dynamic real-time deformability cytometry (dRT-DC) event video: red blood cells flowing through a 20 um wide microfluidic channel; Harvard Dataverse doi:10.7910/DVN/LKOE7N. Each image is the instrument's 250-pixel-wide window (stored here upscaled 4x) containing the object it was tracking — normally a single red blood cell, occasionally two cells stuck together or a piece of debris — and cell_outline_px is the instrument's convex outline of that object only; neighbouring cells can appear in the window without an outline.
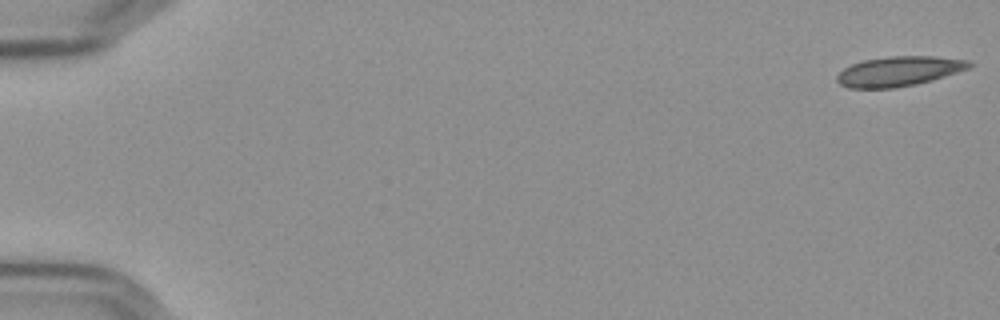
{"species": "Egyptian fruit bat (a non-hibernating species)", "species_latin": "Rousettus aegyptiacus", "temperature_condition": "cold", "stored_images_in_passage": 18, "camera_frame_rate_fps": 3000, "um_per_image_px": 0.085, "frame": {"image": 1, "passage_image": 1, "time_ms": 0.0, "image_size_px": [1000, 320], "cell_outline_px": [[972, 64], [968, 68], [932, 80], [916, 84], [892, 88], [848, 88], [840, 84], [836, 80], [836, 76], [844, 68], [852, 64], [864, 60], [888, 56], [936, 56], [968, 60]], "centroid_in_image_um": [76.37, 6.05], "position_along_channel_um": 8.6, "area_um2": 22.83}}
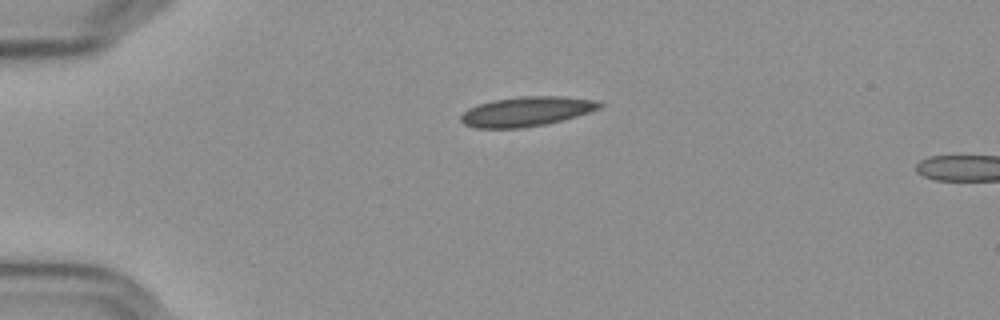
{"frame": {"image": 2, "passage_image": 14, "time_ms": 4.333, "image_size_px": [1000, 320], "cell_outline_px": [[604, 104], [600, 108], [564, 120], [544, 124], [520, 128], [476, 128], [464, 124], [460, 120], [460, 116], [468, 108], [476, 104], [492, 100], [520, 96], [564, 96], [596, 100]], "centroid_in_image_um": [44.73, 9.46], "position_along_channel_um": 40.3, "area_um2": 24.04}}